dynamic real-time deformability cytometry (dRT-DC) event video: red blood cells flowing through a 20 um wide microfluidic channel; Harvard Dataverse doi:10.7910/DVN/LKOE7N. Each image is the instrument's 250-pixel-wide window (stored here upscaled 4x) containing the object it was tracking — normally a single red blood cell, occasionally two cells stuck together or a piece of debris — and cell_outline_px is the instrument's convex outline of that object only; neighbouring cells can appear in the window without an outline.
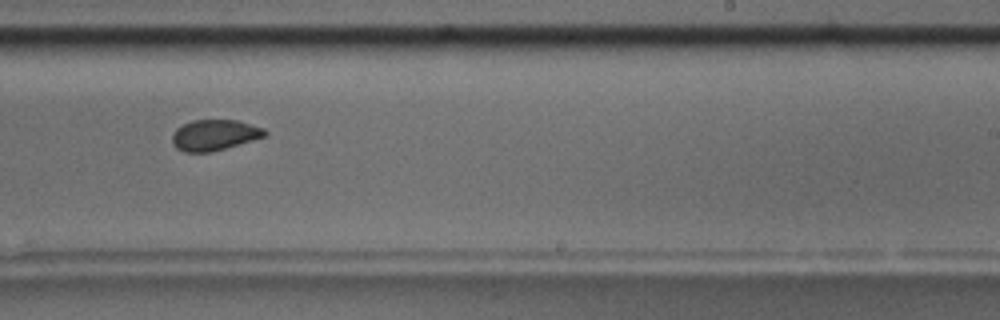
{"species": "common noctule bat (a hibernating species)", "species_latin": "Nyctalus noctula", "temperature_condition": "room temperature", "stored_images_in_passage": 16, "camera_frame_rate_fps": 3000, "um_per_image_px": 0.085, "animal": {"sex": "male", "body_mass_g": 17.5, "forearm_length_mm": 52.3}, "frame": {"image": 1, "passage_image": 10, "time_ms": 11.0, "image_size_px": [1000, 320], "cell_outline_px": [[268, 136], [212, 152], [184, 152], [176, 148], [172, 144], [172, 132], [176, 128], [192, 120], [236, 120], [264, 128], [268, 132]], "centroid_in_image_um": [18.23, 11.48], "position_along_channel_um": 270.8, "area_um2": 16.82}, "authors_computed_cell_mechanics": {"area_um2": 20.3745, "velocity_mm_per_s": 3.596, "shape_relaxation_time_tau1_ms": 1.9972, "shape_relaxation_time_tau2_ms": 0.276, "deformation_change_tau1": 0.1772, "deformation_change_tau2": 0.0537}}